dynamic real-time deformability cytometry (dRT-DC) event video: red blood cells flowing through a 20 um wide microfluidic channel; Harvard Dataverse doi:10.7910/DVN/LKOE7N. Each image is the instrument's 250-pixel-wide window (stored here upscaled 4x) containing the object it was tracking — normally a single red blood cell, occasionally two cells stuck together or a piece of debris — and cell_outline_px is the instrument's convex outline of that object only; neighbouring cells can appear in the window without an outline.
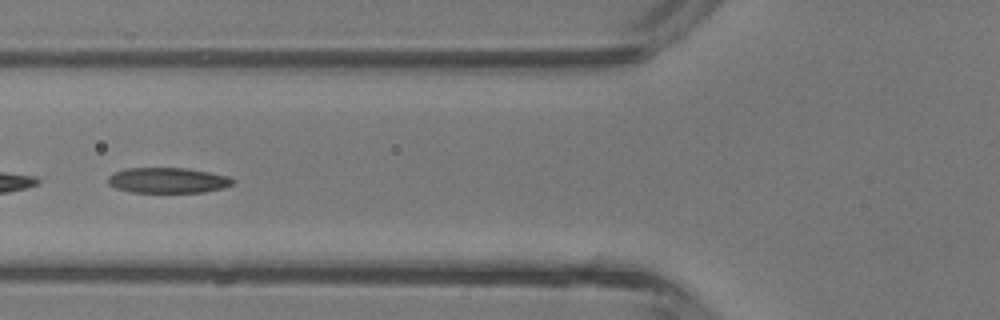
{"species": "common noctule bat (a hibernating species)", "species_latin": "Nyctalus noctula", "temperature_condition": "room temperature", "stored_images_in_passage": 5, "camera_frame_rate_fps": 3000, "um_per_image_px": 0.085, "animal": {"sex": "male", "body_mass_g": 13.3}, "frame": {"image": 1, "passage_image": 4, "time_ms": 3.667, "image_size_px": [1000, 320], "cell_outline_px": [[236, 180], [232, 184], [224, 188], [204, 192], [128, 192], [116, 188], [108, 184], [108, 176], [124, 168], [188, 168], [228, 176]], "centroid_in_image_um": [14.26, 15.33], "position_along_channel_um": 111.5, "area_um2": 18.55}}
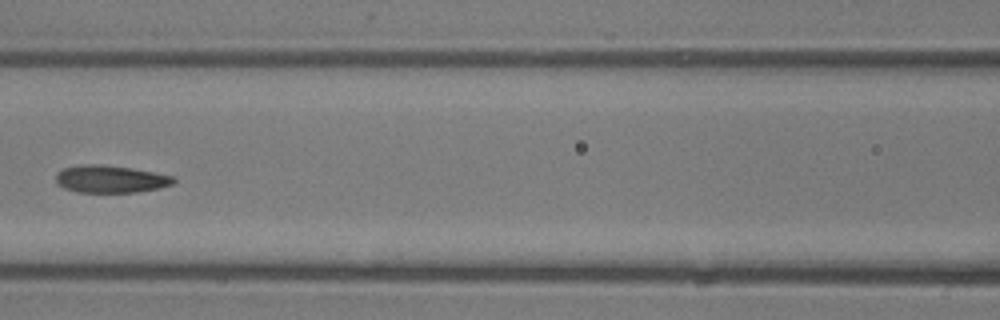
{"frame": {"image": 2, "passage_image": 5, "time_ms": 4.667, "image_size_px": [1000, 320], "cell_outline_px": [[176, 180], [172, 184], [156, 188], [136, 192], [76, 192], [64, 188], [56, 184], [56, 172], [64, 168], [80, 164], [100, 164], [132, 168], [172, 176]], "centroid_in_image_um": [9.32, 15.21], "position_along_channel_um": 157.3, "area_um2": 18.73}}